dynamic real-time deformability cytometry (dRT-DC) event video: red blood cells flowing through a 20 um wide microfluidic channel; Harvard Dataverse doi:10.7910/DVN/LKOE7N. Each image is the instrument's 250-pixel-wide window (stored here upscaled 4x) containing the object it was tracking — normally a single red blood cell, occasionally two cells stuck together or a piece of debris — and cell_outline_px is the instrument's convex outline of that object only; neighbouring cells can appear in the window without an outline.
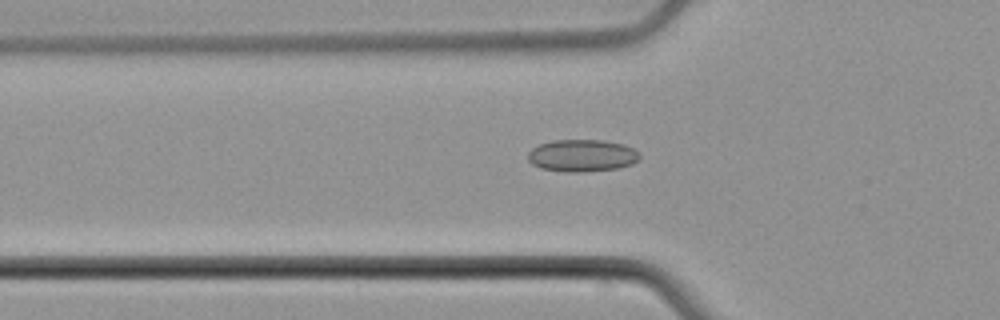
{"species": "common noctule bat (a hibernating species)", "species_latin": "Nyctalus noctula", "temperature_condition": "cold", "stored_images_in_passage": 39, "camera_frame_rate_fps": 3000, "um_per_image_px": 0.085, "animal": {"sex": "male", "body_mass_g": 21.5, "forearm_length_mm": 52.0}, "frame": {"image": 1, "passage_image": 3, "time_ms": 0.667, "image_size_px": [1000, 320], "cell_outline_px": [[640, 156], [632, 164], [620, 168], [584, 172], [564, 172], [540, 168], [532, 164], [528, 160], [528, 152], [532, 148], [540, 144], [552, 140], [604, 140], [620, 144], [632, 148]], "centroid_in_image_um": [49.43, 13.23], "position_along_channel_um": 76.4, "area_um2": 20.92}}
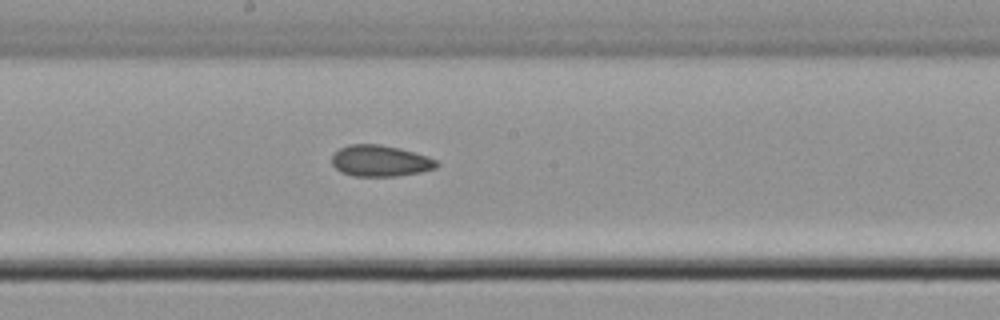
{"frame": {"image": 2, "passage_image": 14, "time_ms": 4.333, "image_size_px": [1000, 320], "cell_outline_px": [[440, 164], [436, 168], [420, 172], [396, 176], [352, 176], [340, 172], [332, 164], [332, 156], [340, 148], [348, 144], [380, 144], [400, 148], [428, 156], [436, 160]], "centroid_in_image_um": [32.32, 13.67], "position_along_channel_um": 215.9, "area_um2": 19.19}}
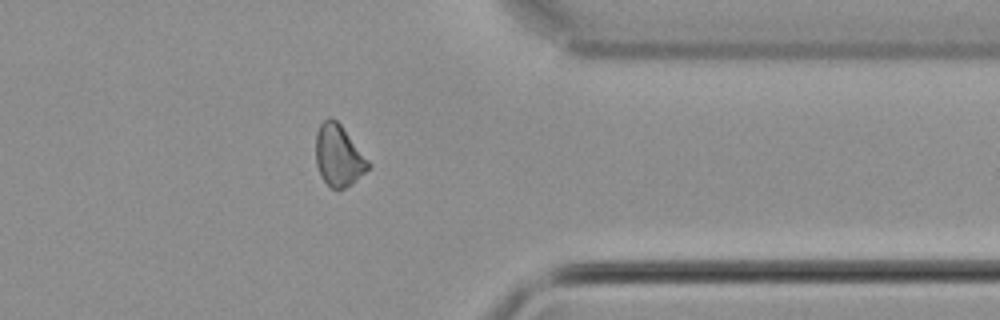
{"frame": {"image": 3, "passage_image": 28, "time_ms": 9.0, "image_size_px": [1000, 320], "cell_outline_px": [[372, 164], [352, 184], [344, 188], [332, 188], [320, 176], [316, 164], [316, 132], [320, 124], [328, 116], [336, 120], [340, 124]], "centroid_in_image_um": [28.77, 13.21], "position_along_channel_um": 382.6, "area_um2": 18.61}, "authors_computed_cell_mechanics": {"area_um2": 19.0162, "velocity_mm_per_s": 3.8007, "shape_relaxation_time_tau1_ms": null, "shape_relaxation_time_tau2_ms": 4.3651, "deformation_change_tau1": null, "deformation_change_tau2": 0.1005}}